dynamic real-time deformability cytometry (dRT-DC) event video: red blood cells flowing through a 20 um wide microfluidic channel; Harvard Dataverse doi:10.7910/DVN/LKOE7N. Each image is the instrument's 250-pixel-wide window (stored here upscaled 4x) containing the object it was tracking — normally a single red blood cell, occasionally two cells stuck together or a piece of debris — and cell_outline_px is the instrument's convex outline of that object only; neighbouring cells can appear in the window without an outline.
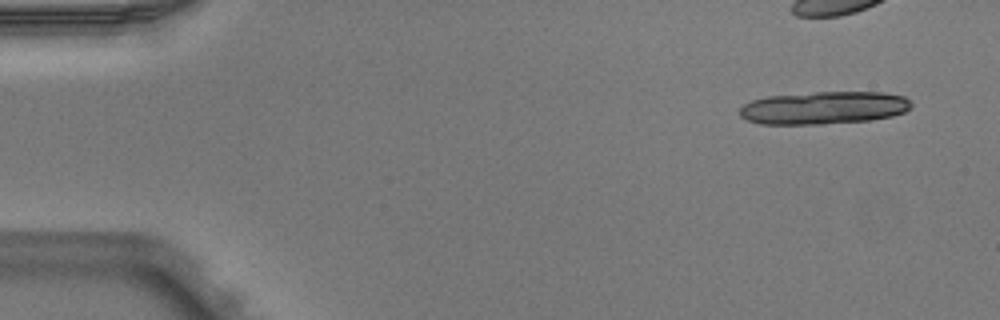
{"species": "Egyptian fruit bat (a non-hibernating species)", "species_latin": "Rousettus aegyptiacus", "temperature_condition": "warm", "stored_images_in_passage": 5, "camera_frame_rate_fps": 3000, "um_per_image_px": 0.085, "animal": {"sex": "male"}, "frame": {"image": 1, "passage_image": 1, "time_ms": 0.0, "image_size_px": [1000, 320], "cell_outline_px": [[912, 108], [904, 112], [892, 116], [872, 120], [824, 124], [760, 124], [748, 120], [740, 116], [740, 108], [744, 104], [752, 100], [768, 96], [812, 92], [884, 92], [904, 96], [912, 104]], "centroid_in_image_um": [70.05, 9.16], "position_along_channel_um": 15.0, "area_um2": 32.95}}